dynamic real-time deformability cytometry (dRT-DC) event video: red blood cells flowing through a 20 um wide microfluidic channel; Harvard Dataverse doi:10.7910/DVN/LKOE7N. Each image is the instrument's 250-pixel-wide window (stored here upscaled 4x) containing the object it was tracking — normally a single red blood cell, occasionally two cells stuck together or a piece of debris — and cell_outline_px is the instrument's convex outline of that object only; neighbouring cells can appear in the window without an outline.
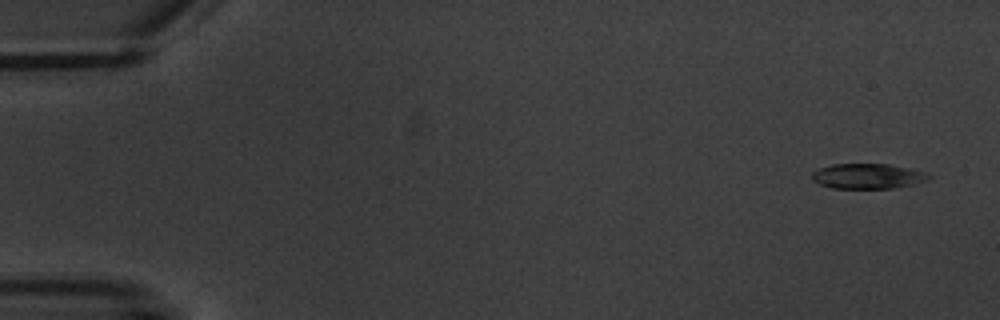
{"species": "common noctule bat (a hibernating species)", "species_latin": "Nyctalus noctula", "temperature_condition": "warm", "stored_images_in_passage": 5, "camera_frame_rate_fps": 3000, "um_per_image_px": 0.085, "animal": {"sex": "male", "body_mass_g": 20.1, "forearm_length_mm": 53.5}, "frame": {"image": 1, "passage_image": 1, "time_ms": 0.0, "image_size_px": [1000, 320], "cell_outline_px": [[932, 176], [928, 180], [916, 184], [896, 188], [832, 188], [820, 184], [812, 180], [812, 172], [820, 168], [832, 164], [888, 164], [908, 168], [924, 172]], "centroid_in_image_um": [73.77, 14.98], "position_along_channel_um": 11.2, "area_um2": 17.11}}
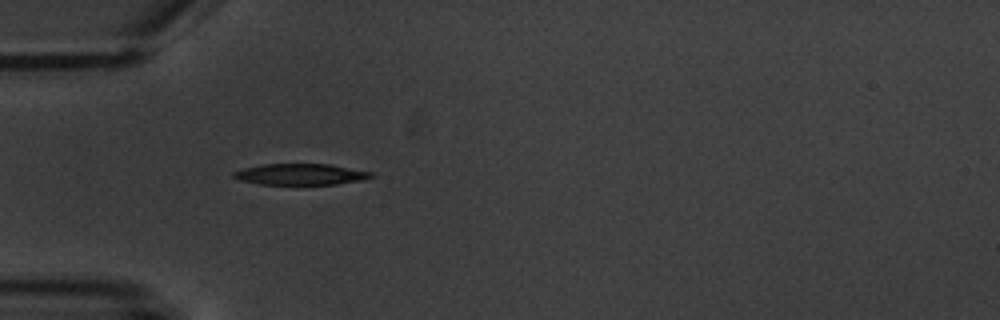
{"frame": {"image": 2, "passage_image": 5, "time_ms": 5.0, "image_size_px": [1000, 320], "cell_outline_px": [[376, 176], [360, 180], [336, 184], [260, 184], [240, 180], [232, 176], [232, 172], [244, 168], [264, 164], [328, 164], [372, 172]], "centroid_in_image_um": [25.54, 14.81], "position_along_channel_um": 59.5, "area_um2": 16.76}}